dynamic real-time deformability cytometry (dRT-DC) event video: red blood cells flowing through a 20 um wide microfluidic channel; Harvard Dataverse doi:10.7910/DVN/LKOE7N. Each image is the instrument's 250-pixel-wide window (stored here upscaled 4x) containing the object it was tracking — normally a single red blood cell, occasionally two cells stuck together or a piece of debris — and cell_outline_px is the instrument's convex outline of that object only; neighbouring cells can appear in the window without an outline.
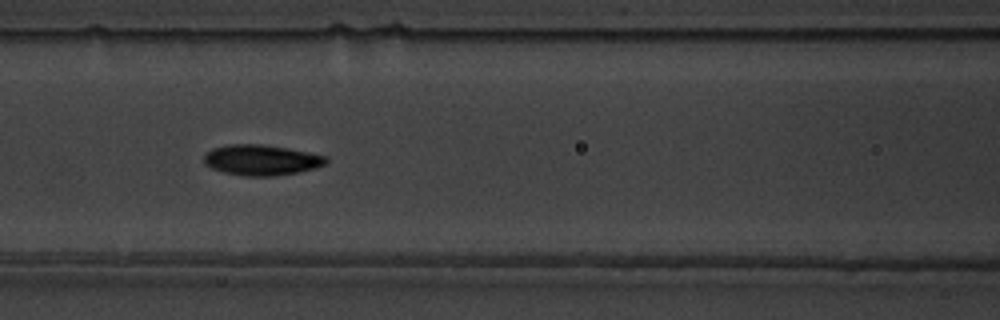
{"species": "common noctule bat (a hibernating species)", "species_latin": "Nyctalus noctula", "temperature_condition": "warm", "stored_images_in_passage": 6, "camera_frame_rate_fps": 3000, "um_per_image_px": 0.085, "animal": {"sex": "male", "body_mass_g": 19.5, "forearm_length_mm": 54.6}, "frame": {"image": 1, "passage_image": 4, "time_ms": 3.333, "image_size_px": [1000, 320], "cell_outline_px": [[328, 160], [324, 164], [316, 168], [300, 172], [272, 176], [244, 176], [224, 172], [212, 168], [204, 164], [204, 156], [212, 148], [228, 144], [264, 144], [308, 152], [328, 156]], "centroid_in_image_um": [22.23, 13.6], "position_along_channel_um": 144.4, "area_um2": 21.79}}
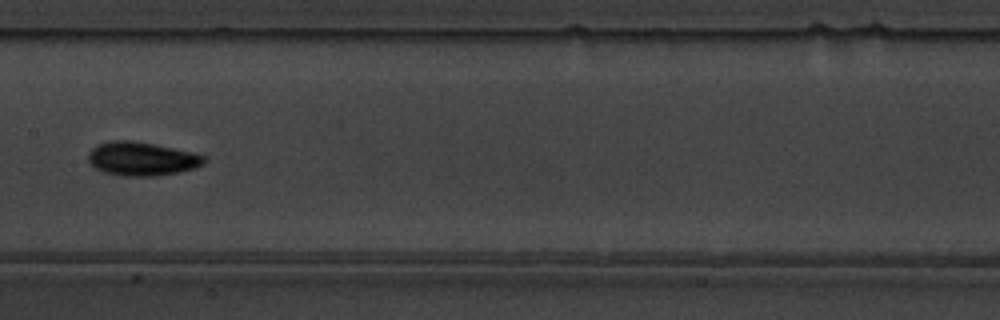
{"frame": {"image": 2, "passage_image": 5, "time_ms": 4.667, "image_size_px": [1000, 320], "cell_outline_px": [[208, 160], [204, 164], [192, 168], [176, 172], [156, 176], [124, 176], [104, 172], [96, 168], [88, 160], [88, 156], [92, 148], [96, 144], [112, 140], [132, 140], [192, 152], [204, 156]], "centroid_in_image_um": [12.03, 13.49], "position_along_channel_um": 195.4, "area_um2": 22.54}}
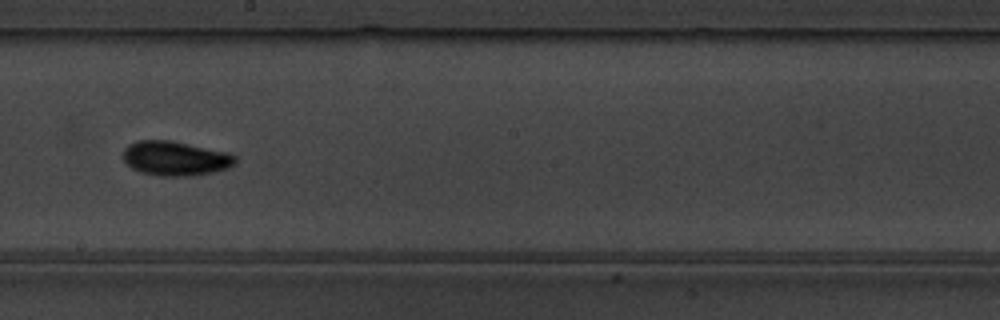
{"frame": {"image": 3, "passage_image": 6, "time_ms": 5.667, "image_size_px": [1000, 320], "cell_outline_px": [[236, 164], [228, 168], [212, 172], [188, 176], [160, 176], [140, 172], [132, 168], [124, 160], [124, 148], [128, 144], [136, 140], [172, 140], [228, 152], [236, 156]], "centroid_in_image_um": [14.91, 13.45], "position_along_channel_um": 233.3, "area_um2": 22.66}}